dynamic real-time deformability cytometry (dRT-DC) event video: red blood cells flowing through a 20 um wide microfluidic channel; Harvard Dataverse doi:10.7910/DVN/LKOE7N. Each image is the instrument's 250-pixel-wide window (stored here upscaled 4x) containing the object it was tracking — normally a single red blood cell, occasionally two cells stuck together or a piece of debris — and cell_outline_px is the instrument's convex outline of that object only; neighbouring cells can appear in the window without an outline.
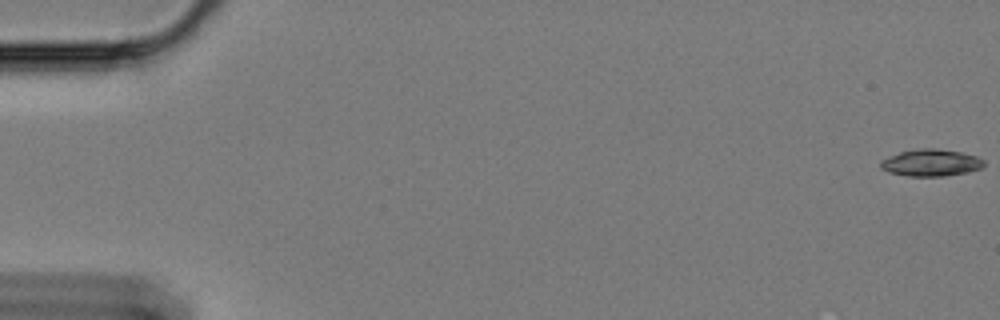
{"species": "Egyptian fruit bat (a non-hibernating species)", "species_latin": "Rousettus aegyptiacus", "temperature_condition": "cold", "stored_images_in_passage": 12, "camera_frame_rate_fps": 3000, "um_per_image_px": 0.085, "animal": {"sex": "female"}, "frame": {"image": 1, "passage_image": 1, "time_ms": 0.0, "image_size_px": [1000, 320], "cell_outline_px": [[984, 164], [980, 168], [968, 172], [944, 176], [908, 176], [888, 172], [880, 168], [880, 160], [888, 156], [900, 152], [920, 148], [932, 148], [960, 152], [976, 156], [984, 160]], "centroid_in_image_um": [79.09, 13.83], "position_along_channel_um": 5.9, "area_um2": 16.18}}